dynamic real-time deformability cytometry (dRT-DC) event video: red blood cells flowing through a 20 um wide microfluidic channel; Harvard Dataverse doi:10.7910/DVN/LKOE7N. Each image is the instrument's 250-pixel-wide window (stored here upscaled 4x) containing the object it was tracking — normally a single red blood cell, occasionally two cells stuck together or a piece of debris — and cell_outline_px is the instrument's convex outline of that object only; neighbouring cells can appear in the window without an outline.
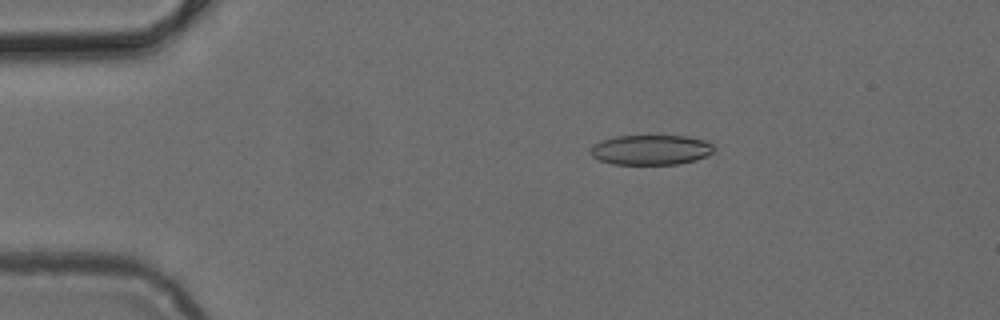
{"species": "common noctule bat (a hibernating species)", "species_latin": "Nyctalus noctula", "temperature_condition": "cold", "stored_images_in_passage": 49, "camera_frame_rate_fps": 3000, "um_per_image_px": 0.085, "animal": {"sex": "female", "body_mass_g": 24.6, "forearm_length_mm": 56.2}, "frame": {"image": 1, "passage_image": 9, "time_ms": 2.667, "image_size_px": [1000, 320], "cell_outline_px": [[716, 148], [712, 152], [696, 160], [676, 164], [612, 164], [600, 160], [592, 156], [592, 148], [600, 140], [616, 136], [688, 136], [704, 140], [712, 144]], "centroid_in_image_um": [55.35, 12.73], "position_along_channel_um": 29.7, "area_um2": 21.39}}
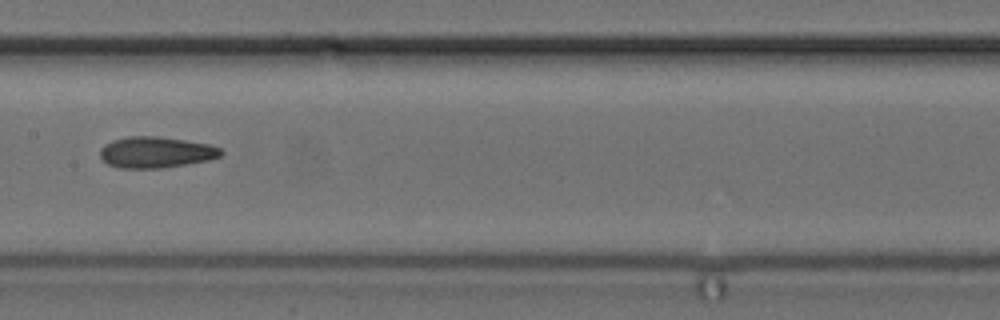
{"frame": {"image": 2, "passage_image": 25, "time_ms": 8.0, "image_size_px": [1000, 320], "cell_outline_px": [[224, 152], [220, 156], [208, 160], [160, 168], [120, 168], [108, 164], [100, 156], [100, 148], [104, 144], [112, 140], [128, 136], [156, 136], [184, 140], [208, 144], [220, 148]], "centroid_in_image_um": [13.22, 12.94], "position_along_channel_um": 194.2, "area_um2": 21.79}}
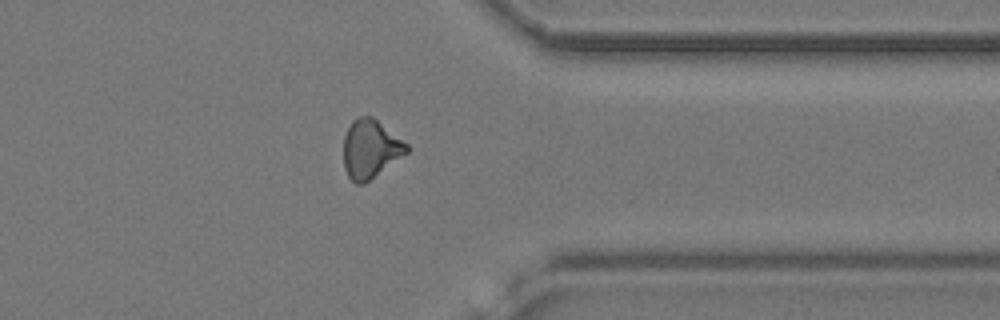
{"frame": {"image": 3, "passage_image": 39, "time_ms": 12.667, "image_size_px": [1000, 320], "cell_outline_px": [[408, 152], [364, 184], [356, 184], [348, 176], [344, 168], [344, 136], [352, 120], [356, 116], [372, 116], [408, 144]], "centroid_in_image_um": [31.47, 12.65], "position_along_channel_um": 379.9, "area_um2": 21.39}}